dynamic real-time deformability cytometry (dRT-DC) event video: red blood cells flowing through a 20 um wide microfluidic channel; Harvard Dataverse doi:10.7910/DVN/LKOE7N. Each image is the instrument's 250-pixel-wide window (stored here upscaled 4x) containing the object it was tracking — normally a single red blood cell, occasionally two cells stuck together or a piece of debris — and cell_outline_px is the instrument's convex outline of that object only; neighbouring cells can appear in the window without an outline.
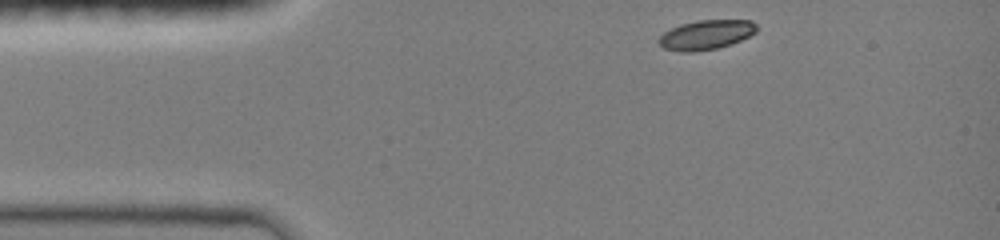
{"species": "common noctule bat (a hibernating species)", "species_latin": "Nyctalus noctula", "temperature_condition": "room temperature", "stored_images_in_passage": 1, "camera_frame_rate_fps": 3000, "um_per_image_px": 0.085, "animal": {"sex": "female", "body_mass_g": 19.0, "forearm_length_mm": 51.5}, "frame": {"image": 1, "passage_image": 1, "time_ms": 0.0, "image_size_px": [1000, 240], "cell_outline_px": [[756, 32], [732, 44], [716, 48], [696, 52], [680, 52], [664, 48], [656, 40], [664, 32], [680, 24], [696, 20], [752, 20], [756, 24]], "centroid_in_image_um": [60.0, 2.96], "position_along_channel_um": 25.0, "area_um2": 16.88}}